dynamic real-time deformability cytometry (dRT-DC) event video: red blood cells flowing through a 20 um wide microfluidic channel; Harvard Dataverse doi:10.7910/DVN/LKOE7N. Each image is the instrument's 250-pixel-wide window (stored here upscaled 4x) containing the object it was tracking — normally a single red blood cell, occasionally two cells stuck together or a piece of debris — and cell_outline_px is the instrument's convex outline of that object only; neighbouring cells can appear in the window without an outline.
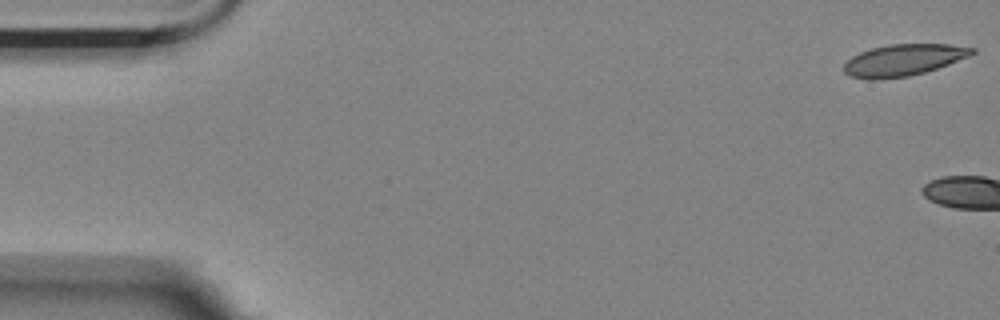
{"species": "Egyptian fruit bat (a non-hibernating species)", "species_latin": "Rousettus aegyptiacus", "temperature_condition": "room temperature", "stored_images_in_passage": 3, "camera_frame_rate_fps": 3000, "um_per_image_px": 0.085, "animal": {"sex": "female"}, "frame": {"image": 1, "passage_image": 1, "time_ms": 0.0, "image_size_px": [1000, 320], "cell_outline_px": [[976, 52], [968, 56], [948, 64], [924, 72], [908, 76], [880, 80], [868, 80], [852, 76], [844, 72], [844, 64], [852, 56], [860, 52], [872, 48], [888, 44], [948, 44], [976, 48]], "centroid_in_image_um": [76.77, 5.1], "position_along_channel_um": 8.2, "area_um2": 23.52}}